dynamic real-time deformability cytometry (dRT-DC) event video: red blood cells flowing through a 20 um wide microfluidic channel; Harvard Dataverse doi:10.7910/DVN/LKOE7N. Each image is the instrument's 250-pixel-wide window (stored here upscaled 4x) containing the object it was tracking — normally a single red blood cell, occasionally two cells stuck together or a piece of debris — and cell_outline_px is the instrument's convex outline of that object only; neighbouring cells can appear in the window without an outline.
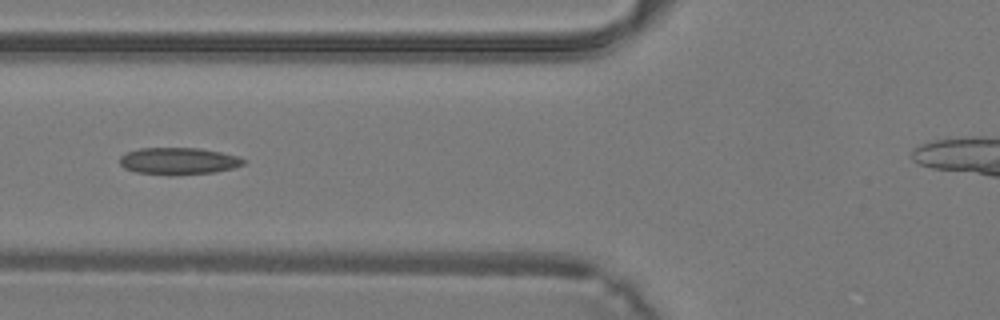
{"species": "common noctule bat (a hibernating species)", "species_latin": "Nyctalus noctula", "temperature_condition": "warm", "stored_images_in_passage": 30, "camera_frame_rate_fps": 3000, "um_per_image_px": 0.085, "animal": {"sex": "male", "body_mass_g": 19.2, "forearm_length_mm": 51.8}, "frame": {"image": 1, "passage_image": 9, "time_ms": 2.667, "image_size_px": [1000, 320], "cell_outline_px": [[248, 160], [244, 164], [232, 168], [216, 172], [168, 176], [136, 172], [124, 168], [120, 164], [120, 156], [128, 152], [140, 148], [200, 148], [240, 156]], "centroid_in_image_um": [15.2, 13.7], "position_along_channel_um": 110.6, "area_um2": 19.71}}
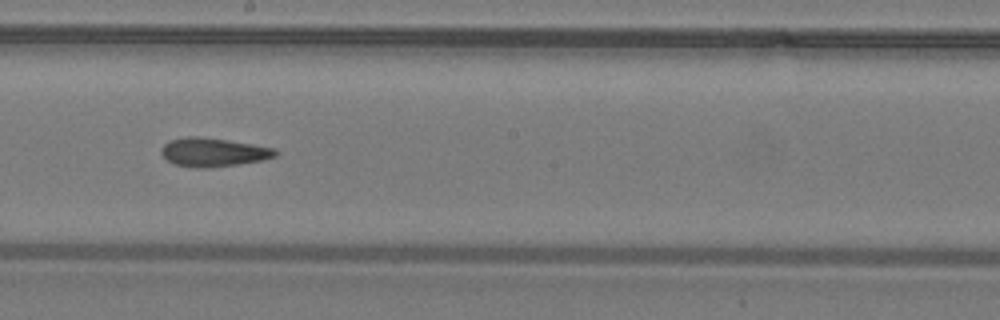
{"frame": {"image": 2, "passage_image": 16, "time_ms": 5.0, "image_size_px": [1000, 320], "cell_outline_px": [[280, 152], [276, 156], [260, 160], [236, 164], [208, 168], [196, 168], [176, 164], [168, 160], [160, 152], [160, 148], [164, 144], [172, 140], [188, 136], [196, 136], [252, 144], [276, 148]], "centroid_in_image_um": [18.14, 12.94], "position_along_channel_um": 230.1, "area_um2": 18.79}}
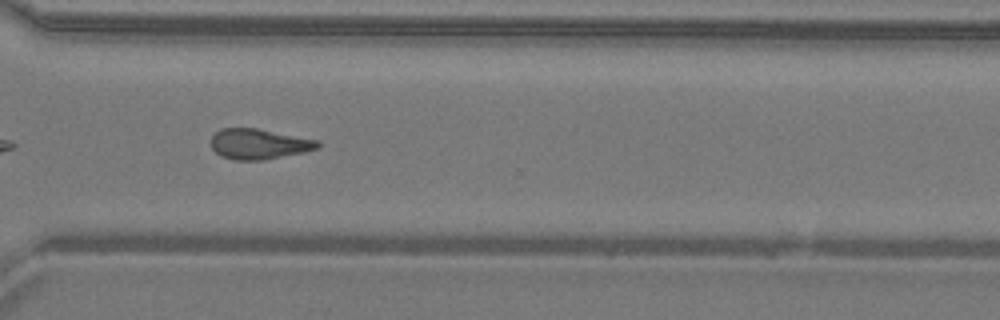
{"frame": {"image": 3, "passage_image": 23, "time_ms": 7.333, "image_size_px": [1000, 320], "cell_outline_px": [[320, 148], [304, 152], [264, 160], [232, 160], [220, 156], [212, 148], [208, 140], [220, 128], [256, 128], [320, 140]], "centroid_in_image_um": [21.99, 12.24], "position_along_channel_um": 348.6, "area_um2": 19.19}}